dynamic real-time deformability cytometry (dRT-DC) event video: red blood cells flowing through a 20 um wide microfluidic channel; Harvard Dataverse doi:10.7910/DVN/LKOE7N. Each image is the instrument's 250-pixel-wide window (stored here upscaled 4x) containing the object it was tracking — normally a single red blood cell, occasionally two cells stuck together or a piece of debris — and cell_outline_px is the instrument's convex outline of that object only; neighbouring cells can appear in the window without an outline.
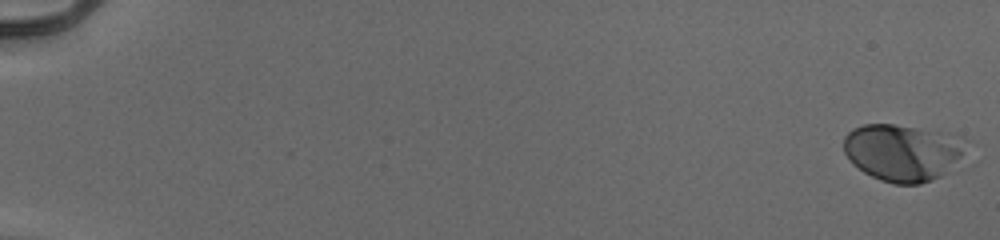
{"species": "human", "species_latin": "Homo sapiens", "temperature_condition": "cold", "stored_images_in_passage": 55, "camera_frame_rate_fps": 3000, "um_per_image_px": 0.085, "donor": {"sex": "male"}, "frame": {"image": 1, "passage_image": 1, "time_ms": 0.0, "image_size_px": [1000, 240], "cell_outline_px": [[972, 140], [960, 156], [940, 176], [932, 180], [920, 184], [892, 184], [880, 180], [864, 172], [852, 164], [844, 152], [844, 136], [852, 128], [864, 124], [892, 124], [964, 136]], "centroid_in_image_um": [76.72, 12.94], "position_along_channel_um": 8.3, "area_um2": 40.69}}
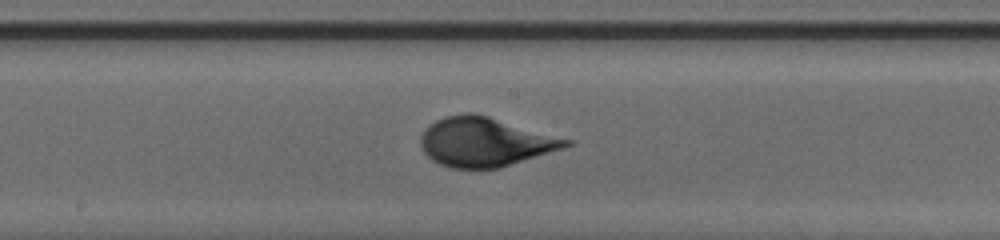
{"frame": {"image": 2, "passage_image": 32, "time_ms": 10.333, "image_size_px": [1000, 240], "cell_outline_px": [[572, 144], [564, 148], [500, 168], [452, 168], [440, 164], [432, 160], [420, 148], [420, 136], [436, 120], [444, 116], [468, 112], [472, 112], [488, 116], [572, 140]], "centroid_in_image_um": [41.22, 12.07], "position_along_channel_um": 207.0, "area_um2": 41.38}}
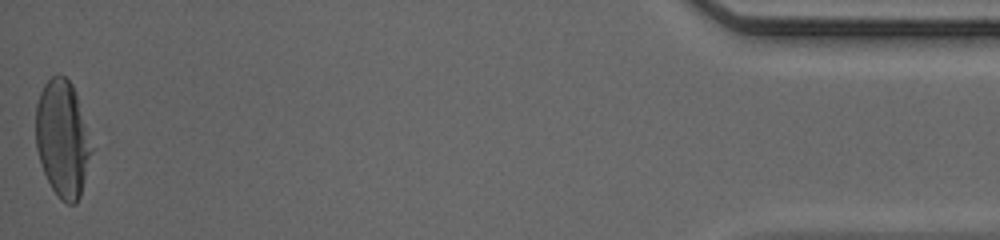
{"frame": {"image": 3, "passage_image": 55, "time_ms": 18.0, "image_size_px": [1000, 240], "cell_outline_px": [[92, 152], [80, 196], [76, 204], [68, 204], [60, 200], [56, 196], [44, 172], [36, 148], [36, 104], [40, 92], [44, 84], [52, 76], [64, 76], [72, 84], [76, 92], [92, 148]], "centroid_in_image_um": [5.3, 11.81], "position_along_channel_um": 429.9, "area_um2": 37.63}}